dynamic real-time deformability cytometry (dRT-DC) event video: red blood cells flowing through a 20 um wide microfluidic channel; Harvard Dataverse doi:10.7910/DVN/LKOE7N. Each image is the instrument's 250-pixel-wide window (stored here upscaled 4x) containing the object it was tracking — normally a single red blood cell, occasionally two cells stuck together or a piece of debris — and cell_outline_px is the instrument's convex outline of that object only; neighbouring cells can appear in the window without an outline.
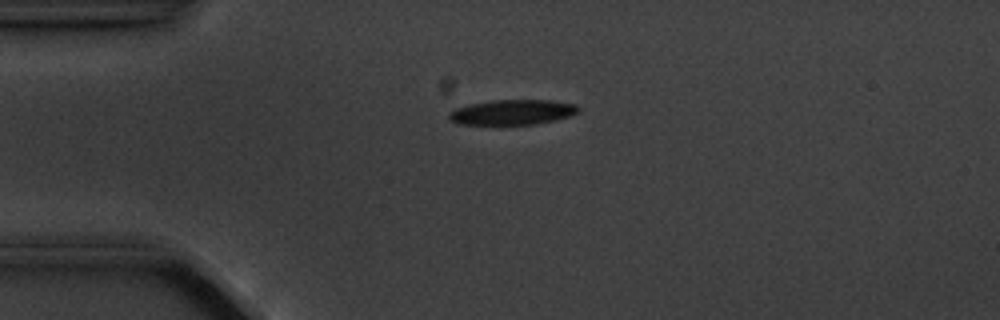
{"species": "common noctule bat (a hibernating species)", "species_latin": "Nyctalus noctula", "temperature_condition": "cold", "stored_images_in_passage": 4, "camera_frame_rate_fps": 3000, "um_per_image_px": 0.085, "animal": {"sex": "male", "body_mass_g": 20.1, "forearm_length_mm": 53.5}, "frame": {"image": 1, "passage_image": 4, "time_ms": 3.667, "image_size_px": [1000, 320], "cell_outline_px": [[580, 112], [572, 116], [556, 120], [536, 124], [460, 124], [448, 120], [448, 112], [456, 108], [472, 104], [492, 100], [552, 100], [576, 104], [580, 108]], "centroid_in_image_um": [43.6, 9.54], "position_along_channel_um": 41.4, "area_um2": 19.07}}